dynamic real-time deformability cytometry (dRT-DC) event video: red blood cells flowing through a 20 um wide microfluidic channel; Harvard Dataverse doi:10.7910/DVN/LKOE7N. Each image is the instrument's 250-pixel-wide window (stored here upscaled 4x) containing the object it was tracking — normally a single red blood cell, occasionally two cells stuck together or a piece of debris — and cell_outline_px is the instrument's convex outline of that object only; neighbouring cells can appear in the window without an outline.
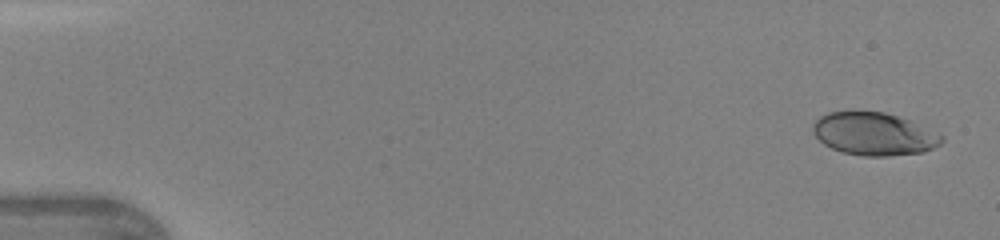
{"species": "human", "species_latin": "Homo sapiens", "temperature_condition": "warm", "stored_images_in_passage": 31, "camera_frame_rate_fps": 3000, "um_per_image_px": 0.085, "donor": {"sex": "female"}, "frame": {"image": 1, "passage_image": 1, "time_ms": 0.0, "image_size_px": [1000, 240], "cell_outline_px": [[944, 140], [940, 144], [924, 152], [888, 156], [864, 156], [840, 152], [824, 144], [816, 136], [812, 128], [812, 124], [820, 116], [828, 112], [884, 112], [908, 120], [944, 136]], "centroid_in_image_um": [74.27, 11.4], "position_along_channel_um": 10.7, "area_um2": 31.79}}
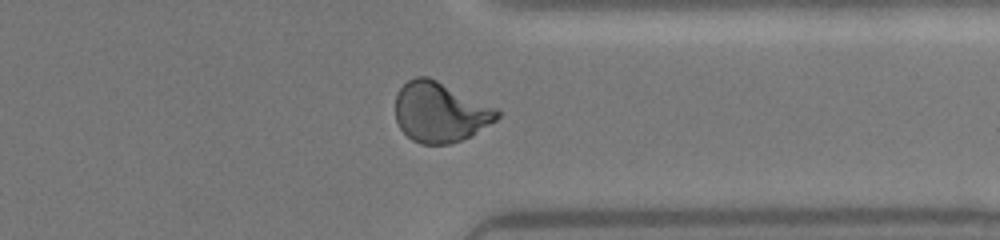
{"frame": {"image": 2, "passage_image": 22, "time_ms": 7.0, "image_size_px": [1000, 240], "cell_outline_px": [[500, 116], [496, 120], [468, 136], [460, 140], [448, 144], [420, 144], [412, 140], [400, 128], [396, 120], [396, 96], [400, 88], [408, 80], [416, 76], [428, 76], [500, 108]], "centroid_in_image_um": [37.42, 9.51], "position_along_channel_um": 374.0, "area_um2": 35.66}}
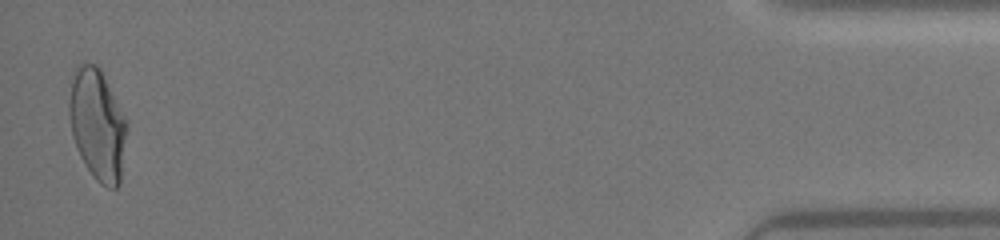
{"frame": {"image": 3, "passage_image": 31, "time_ms": 10.0, "image_size_px": [1000, 240], "cell_outline_px": [[128, 124], [120, 184], [116, 188], [108, 188], [100, 184], [92, 176], [84, 164], [76, 148], [72, 136], [68, 116], [68, 104], [72, 80], [76, 64], [96, 64], [100, 68], [128, 120]], "centroid_in_image_um": [8.29, 10.61], "position_along_channel_um": 426.9, "area_um2": 37.97}, "authors_computed_cell_mechanics": {"area_um2": 34.2754, "velocity_mm_per_s": 4.3729, "shape_relaxation_time_tau1_ms": 1.4389, "shape_relaxation_time_tau2_ms": null, "deformation_change_tau1": 0.1155, "deformation_change_tau2": null}}